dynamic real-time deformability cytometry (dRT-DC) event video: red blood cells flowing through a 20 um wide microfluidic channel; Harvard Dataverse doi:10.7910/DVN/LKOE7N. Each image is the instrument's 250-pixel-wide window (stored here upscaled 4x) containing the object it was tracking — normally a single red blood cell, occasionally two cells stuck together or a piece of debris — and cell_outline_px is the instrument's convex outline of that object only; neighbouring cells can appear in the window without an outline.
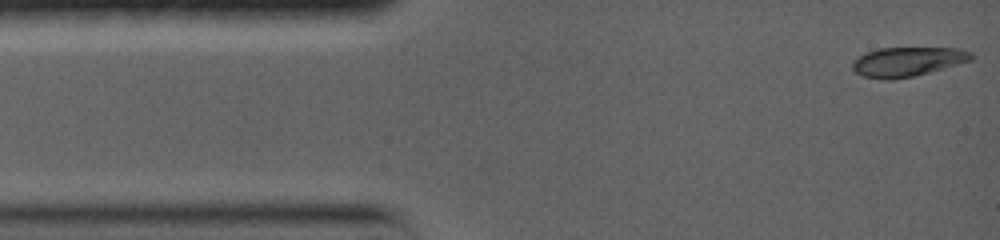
{"species": "common noctule bat (a hibernating species)", "species_latin": "Nyctalus noctula", "temperature_condition": "warm", "stored_images_in_passage": 56, "camera_frame_rate_fps": 5000, "um_per_image_px": 0.085, "animal": {"sex": "female", "body_mass_g": 19.0, "forearm_length_mm": 56.7}, "frame": {"image": 1, "passage_image": 1, "time_ms": 0.0, "image_size_px": [1000, 240], "cell_outline_px": [[972, 60], [944, 68], [912, 76], [892, 80], [888, 80], [864, 76], [856, 72], [852, 68], [852, 60], [868, 52], [880, 48], [960, 48], [972, 52]], "centroid_in_image_um": [77.14, 5.24], "position_along_channel_um": 7.9, "area_um2": 20.11}}
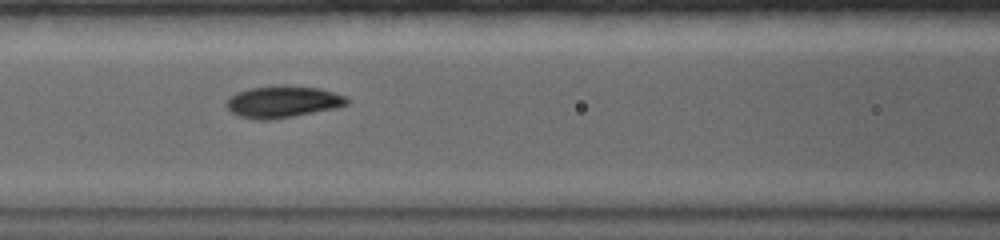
{"frame": {"image": 2, "passage_image": 26, "time_ms": 5.6, "image_size_px": [1000, 240], "cell_outline_px": [[348, 104], [336, 108], [292, 116], [268, 120], [256, 120], [240, 116], [232, 112], [228, 108], [228, 100], [236, 92], [248, 88], [280, 84], [288, 84], [320, 88], [344, 96], [348, 100]], "centroid_in_image_um": [24.04, 8.62], "position_along_channel_um": 142.6, "area_um2": 22.31}}
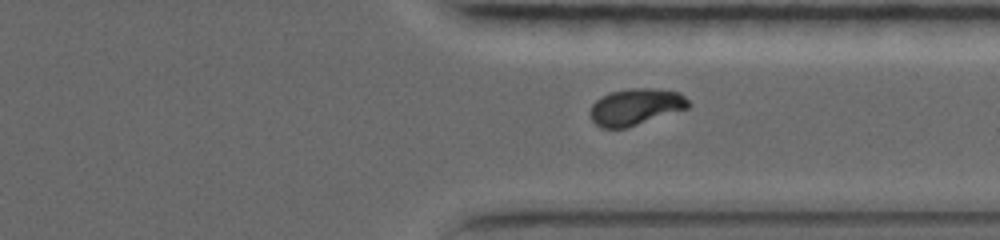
{"frame": {"image": 3, "passage_image": 55, "time_ms": 11.4, "image_size_px": [1000, 240], "cell_outline_px": [[692, 104], [688, 108], [628, 128], [600, 128], [592, 120], [592, 104], [596, 100], [612, 92], [632, 88], [656, 88], [680, 92]], "centroid_in_image_um": [54.08, 9.08], "position_along_channel_um": 357.3, "area_um2": 20.87}}